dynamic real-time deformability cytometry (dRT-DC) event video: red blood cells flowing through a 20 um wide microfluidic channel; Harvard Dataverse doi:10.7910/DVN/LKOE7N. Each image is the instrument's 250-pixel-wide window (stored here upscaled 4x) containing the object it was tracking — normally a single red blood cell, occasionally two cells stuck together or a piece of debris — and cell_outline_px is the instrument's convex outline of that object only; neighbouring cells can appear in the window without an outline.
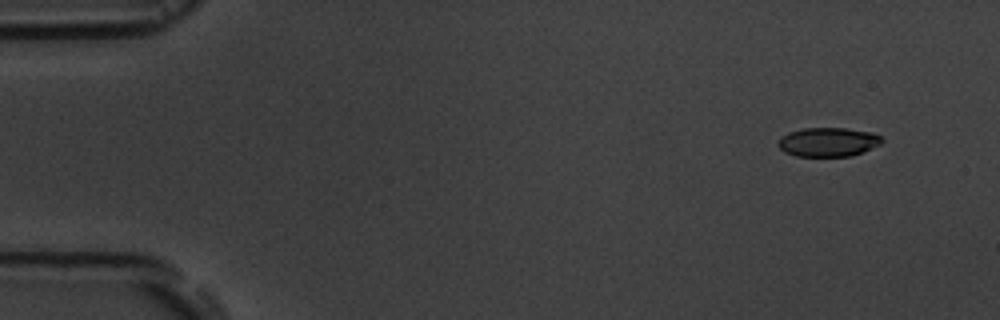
{"species": "common noctule bat (a hibernating species)", "species_latin": "Nyctalus noctula", "temperature_condition": "room temperature", "stored_images_in_passage": 10, "camera_frame_rate_fps": 3000, "um_per_image_px": 0.085, "animal": {"sex": "male", "body_mass_g": 19.5, "forearm_length_mm": 54.6}, "frame": {"image": 1, "passage_image": 2, "time_ms": 1.0, "image_size_px": [1000, 320], "cell_outline_px": [[884, 140], [880, 144], [852, 156], [796, 156], [784, 152], [776, 144], [780, 136], [788, 132], [804, 128], [844, 128], [872, 132], [880, 136]], "centroid_in_image_um": [70.35, 12.07], "position_along_channel_um": 14.6, "area_um2": 17.63}}
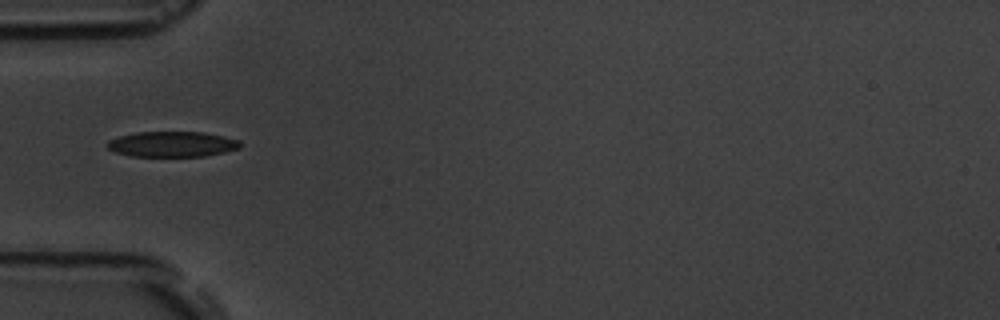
{"frame": {"image": 2, "passage_image": 6, "time_ms": 5.667, "image_size_px": [1000, 320], "cell_outline_px": [[240, 148], [224, 152], [204, 156], [132, 156], [116, 152], [108, 148], [108, 140], [120, 136], [136, 132], [204, 132], [224, 136], [240, 140]], "centroid_in_image_um": [14.66, 12.25], "position_along_channel_um": 70.3, "area_um2": 19.59}}
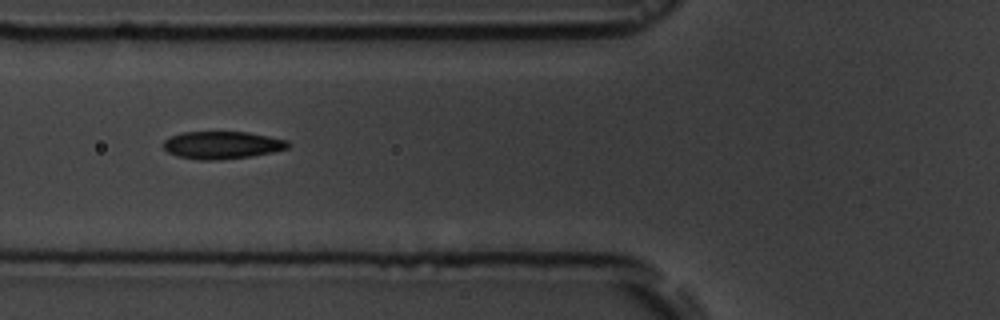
{"frame": {"image": 3, "passage_image": 7, "time_ms": 6.667, "image_size_px": [1000, 320], "cell_outline_px": [[288, 148], [272, 152], [252, 156], [216, 160], [200, 160], [176, 156], [168, 152], [164, 148], [164, 140], [180, 132], [248, 132], [288, 140]], "centroid_in_image_um": [18.86, 12.33], "position_along_channel_um": 106.9, "area_um2": 19.94}}